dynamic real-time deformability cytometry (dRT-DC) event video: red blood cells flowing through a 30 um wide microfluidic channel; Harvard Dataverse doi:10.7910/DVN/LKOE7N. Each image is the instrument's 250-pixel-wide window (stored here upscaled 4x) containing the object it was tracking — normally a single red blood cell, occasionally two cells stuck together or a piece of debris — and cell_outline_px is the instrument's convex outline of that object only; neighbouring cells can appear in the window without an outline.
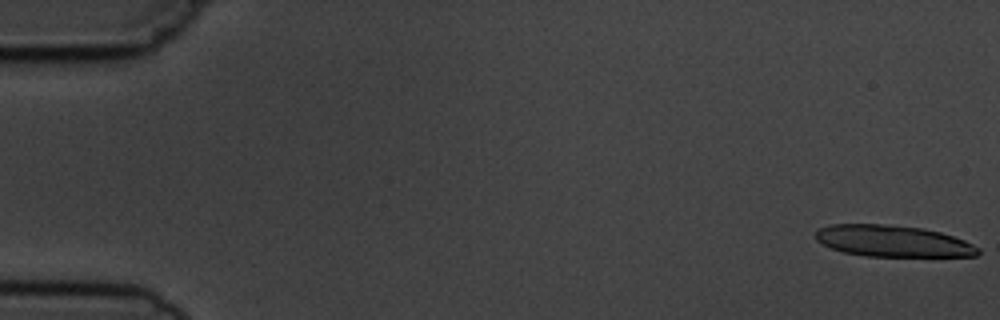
{"species": "common noctule bat (a hibernating species)", "species_latin": "Nyctalus noctula", "temperature_condition": "cold", "stored_images_in_passage": 6, "camera_frame_rate_fps": 3000, "um_per_image_px": 0.085, "animal": {"sex": "male", "body_mass_g": 19.5, "forearm_length_mm": 54.6}, "frame": {"image": 1, "passage_image": 1, "time_ms": 0.0, "image_size_px": [1000, 320], "cell_outline_px": [[980, 252], [976, 256], [864, 256], [844, 252], [832, 248], [816, 240], [816, 232], [820, 228], [828, 224], [880, 224], [924, 228], [940, 232], [964, 240], [980, 248]], "centroid_in_image_um": [75.89, 20.49], "position_along_channel_um": 9.1, "area_um2": 29.65}}
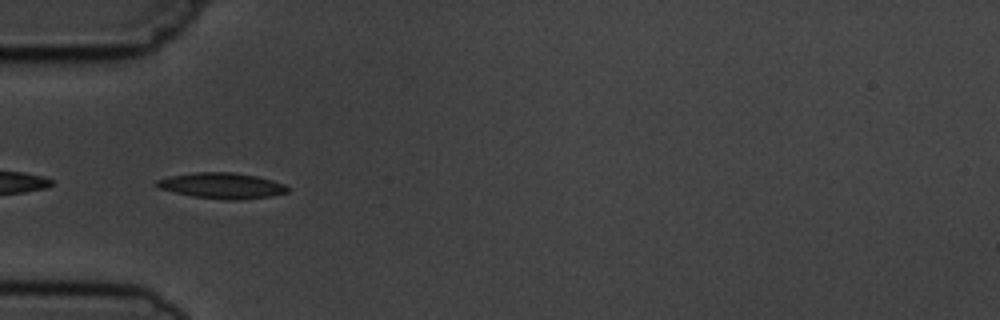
{"frame": {"image": 2, "passage_image": 6, "time_ms": 5.667, "image_size_px": [1000, 320], "cell_outline_px": [[288, 192], [272, 196], [240, 200], [228, 200], [192, 196], [160, 188], [152, 184], [156, 180], [172, 176], [192, 172], [232, 172], [256, 176], [272, 180], [284, 184], [288, 188]], "centroid_in_image_um": [18.86, 15.78], "position_along_channel_um": 66.1, "area_um2": 19.59}}